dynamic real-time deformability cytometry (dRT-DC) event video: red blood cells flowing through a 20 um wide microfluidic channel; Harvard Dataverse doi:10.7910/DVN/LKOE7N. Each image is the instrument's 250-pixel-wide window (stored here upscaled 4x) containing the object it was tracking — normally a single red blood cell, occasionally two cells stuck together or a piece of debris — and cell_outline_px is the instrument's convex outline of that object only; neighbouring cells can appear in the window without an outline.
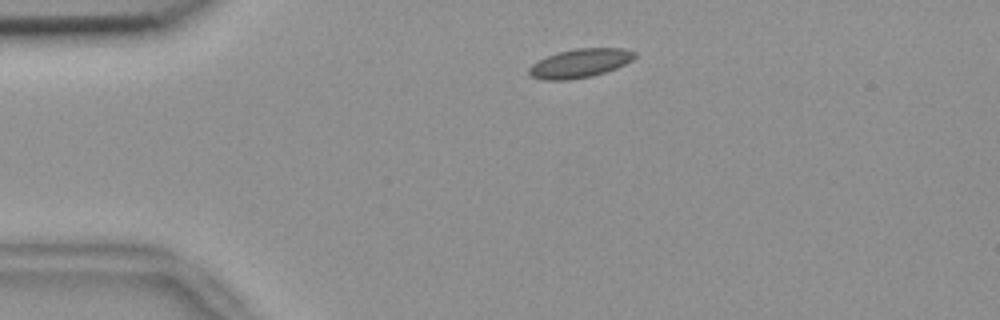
{"species": "common noctule bat (a hibernating species)", "species_latin": "Nyctalus noctula", "temperature_condition": "room temperature", "stored_images_in_passage": 48, "camera_frame_rate_fps": 3000, "um_per_image_px": 0.085, "animal": {"sex": "female", "body_mass_g": 18.4}, "frame": {"image": 1, "passage_image": 5, "time_ms": 1.333, "image_size_px": [1000, 320], "cell_outline_px": [[636, 56], [632, 60], [616, 68], [592, 76], [568, 80], [544, 80], [532, 76], [528, 72], [528, 68], [532, 64], [556, 52], [576, 48], [624, 48], [636, 52]], "centroid_in_image_um": [49.3, 5.37], "position_along_channel_um": 35.7, "area_um2": 17.69}}
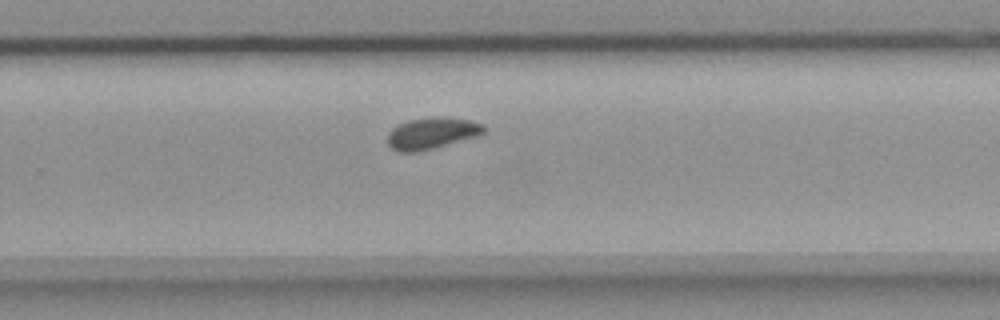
{"frame": {"image": 2, "passage_image": 29, "time_ms": 9.333, "image_size_px": [1000, 320], "cell_outline_px": [[488, 128], [484, 132], [476, 136], [432, 148], [416, 152], [400, 152], [392, 148], [388, 144], [388, 132], [392, 128], [408, 120], [432, 116], [472, 120], [484, 124]], "centroid_in_image_um": [36.71, 11.31], "position_along_channel_um": 293.1, "area_um2": 17.57}}
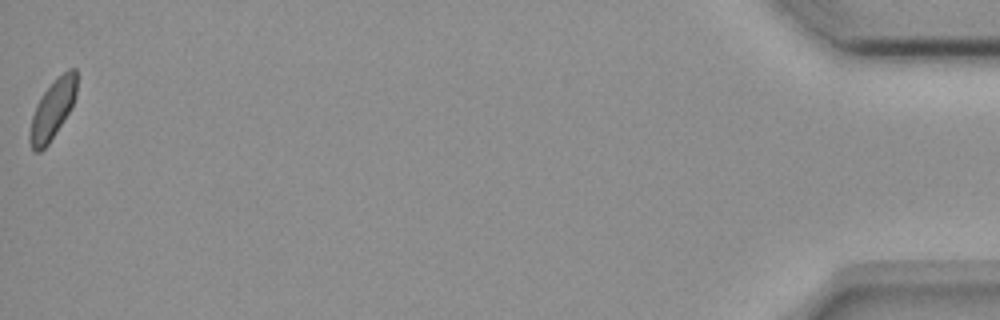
{"frame": {"image": 3, "passage_image": 48, "time_ms": 15.667, "image_size_px": [1000, 320], "cell_outline_px": [[76, 96], [72, 108], [48, 144], [40, 152], [32, 152], [28, 140], [28, 136], [32, 116], [36, 104], [40, 96], [68, 68], [76, 68]], "centroid_in_image_um": [4.44, 9.36], "position_along_channel_um": 430.8, "area_um2": 16.13}, "authors_computed_cell_mechanics": {"area_um2": 17.2244, "velocity_mm_per_s": 3.6952, "shape_relaxation_time_tau1_ms": null, "shape_relaxation_time_tau2_ms": 2.3255, "deformation_change_tau1": null, "deformation_change_tau2": 0.0641}}